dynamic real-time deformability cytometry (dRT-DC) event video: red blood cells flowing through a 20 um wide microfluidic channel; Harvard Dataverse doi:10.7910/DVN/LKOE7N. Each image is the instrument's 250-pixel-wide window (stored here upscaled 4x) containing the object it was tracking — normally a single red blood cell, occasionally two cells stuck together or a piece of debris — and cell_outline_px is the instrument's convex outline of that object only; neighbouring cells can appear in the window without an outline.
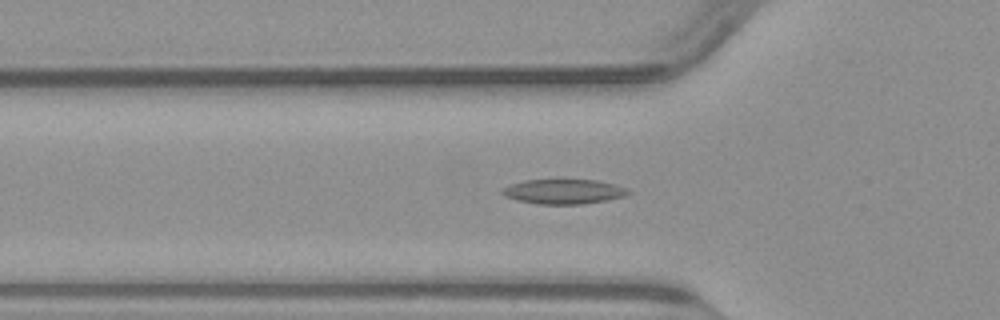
{"species": "common noctule bat (a hibernating species)", "species_latin": "Nyctalus noctula", "temperature_condition": "warm", "stored_images_in_passage": 50, "camera_frame_rate_fps": 3000, "um_per_image_px": 0.085, "animal": {"sex": "male", "body_mass_g": 23.1, "forearm_length_mm": 52.7}, "frame": {"image": 1, "passage_image": 16, "time_ms": 5.0, "image_size_px": [1000, 320], "cell_outline_px": [[632, 192], [624, 196], [608, 200], [584, 204], [536, 204], [516, 200], [504, 196], [500, 192], [500, 188], [524, 180], [556, 176], [564, 176], [596, 180], [616, 184]], "centroid_in_image_um": [47.86, 16.22], "position_along_channel_um": 77.9, "area_um2": 19.42}}
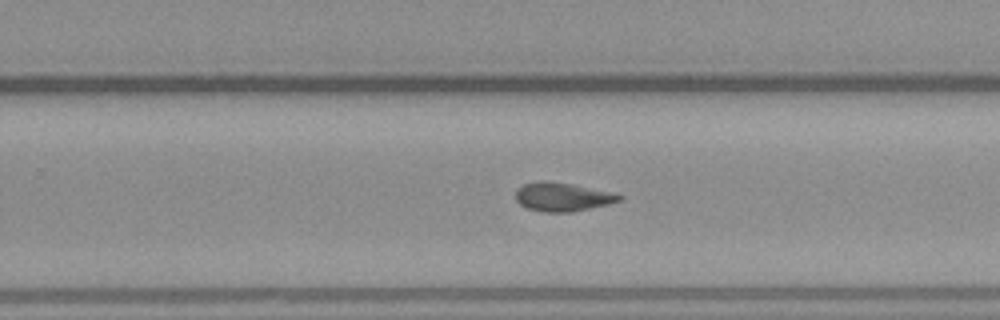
{"frame": {"image": 2, "passage_image": 31, "time_ms": 10.0, "image_size_px": [1000, 320], "cell_outline_px": [[624, 196], [620, 200], [608, 204], [572, 212], [544, 212], [528, 208], [520, 204], [516, 200], [516, 188], [524, 184], [540, 180], [544, 180], [572, 184], [616, 192]], "centroid_in_image_um": [47.83, 16.72], "position_along_channel_um": 282.0, "area_um2": 17.46}}
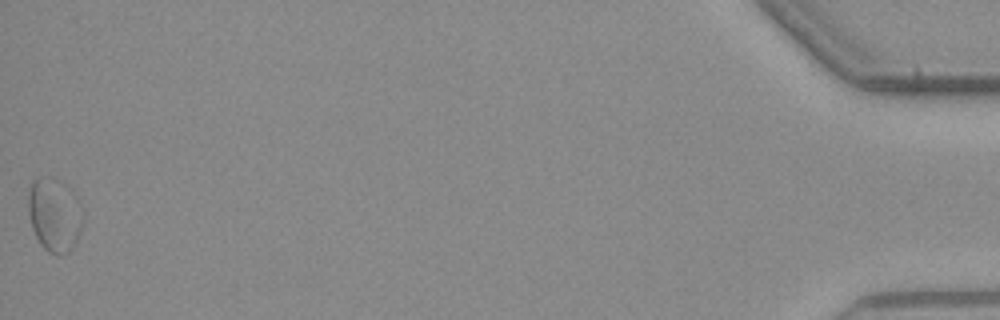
{"frame": {"image": 3, "passage_image": 50, "time_ms": 16.333, "image_size_px": [1000, 320], "cell_outline_px": [[84, 216], [80, 232], [76, 240], [68, 252], [60, 256], [56, 256], [48, 252], [40, 244], [32, 228], [28, 212], [28, 192], [32, 180], [40, 176], [52, 176], [56, 180], [84, 212]], "centroid_in_image_um": [4.57, 18.32], "position_along_channel_um": 430.6, "area_um2": 22.89}}